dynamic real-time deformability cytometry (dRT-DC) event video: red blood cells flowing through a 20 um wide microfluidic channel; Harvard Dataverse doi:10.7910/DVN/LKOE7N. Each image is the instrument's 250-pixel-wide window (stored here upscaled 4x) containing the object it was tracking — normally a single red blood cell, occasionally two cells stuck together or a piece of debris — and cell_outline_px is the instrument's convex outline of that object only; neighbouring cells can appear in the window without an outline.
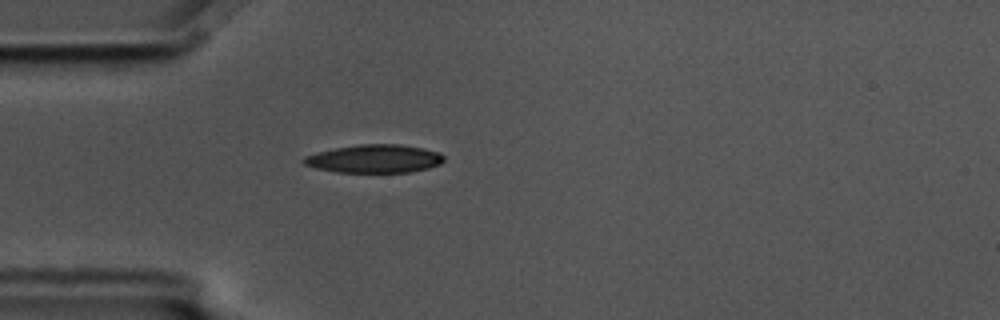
{"species": "common noctule bat (a hibernating species)", "species_latin": "Nyctalus noctula", "temperature_condition": "cold", "stored_images_in_passage": 1, "camera_frame_rate_fps": 3000, "um_per_image_px": 0.085, "animal": {"sex": "male", "body_mass_g": 17.5, "forearm_length_mm": 52.3}, "frame": {"image": 1, "passage_image": 1, "time_ms": 0.0, "image_size_px": [1000, 320], "cell_outline_px": [[444, 160], [440, 164], [428, 168], [412, 172], [336, 172], [316, 168], [304, 164], [300, 160], [304, 156], [336, 148], [360, 144], [400, 144], [424, 148], [440, 152], [444, 156]], "centroid_in_image_um": [31.86, 13.49], "position_along_channel_um": 53.1, "area_um2": 23.06}}